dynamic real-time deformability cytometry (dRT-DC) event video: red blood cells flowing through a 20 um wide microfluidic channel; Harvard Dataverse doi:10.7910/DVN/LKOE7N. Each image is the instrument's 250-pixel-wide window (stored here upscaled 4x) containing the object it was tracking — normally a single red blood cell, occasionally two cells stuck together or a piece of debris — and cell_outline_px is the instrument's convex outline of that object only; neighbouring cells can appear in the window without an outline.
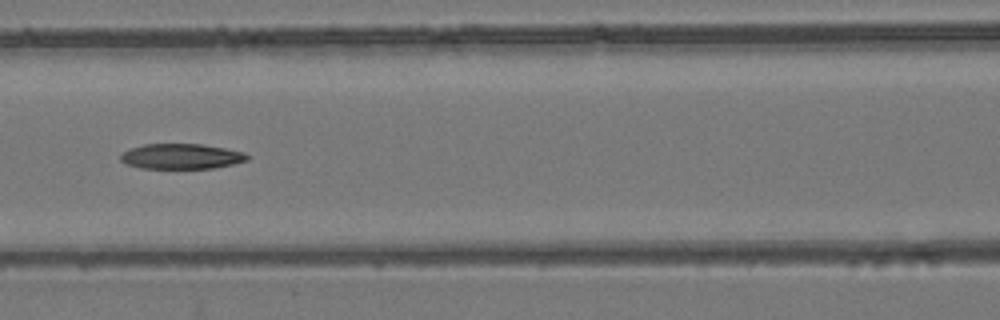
{"species": "common noctule bat (a hibernating species)", "species_latin": "Nyctalus noctula", "temperature_condition": "room temperature", "stored_images_in_passage": 7, "camera_frame_rate_fps": 3000, "um_per_image_px": 0.085, "animal": {"sex": "female", "body_mass_g": 24.6, "forearm_length_mm": 56.2}, "frame": {"image": 1, "passage_image": 7, "time_ms": 2.0, "image_size_px": [1000, 320], "cell_outline_px": [[248, 160], [232, 164], [212, 168], [140, 168], [124, 164], [120, 160], [120, 156], [128, 148], [144, 144], [200, 144], [224, 148], [244, 152], [248, 156]], "centroid_in_image_um": [15.36, 13.29], "position_along_channel_um": 151.2, "area_um2": 18.61}}